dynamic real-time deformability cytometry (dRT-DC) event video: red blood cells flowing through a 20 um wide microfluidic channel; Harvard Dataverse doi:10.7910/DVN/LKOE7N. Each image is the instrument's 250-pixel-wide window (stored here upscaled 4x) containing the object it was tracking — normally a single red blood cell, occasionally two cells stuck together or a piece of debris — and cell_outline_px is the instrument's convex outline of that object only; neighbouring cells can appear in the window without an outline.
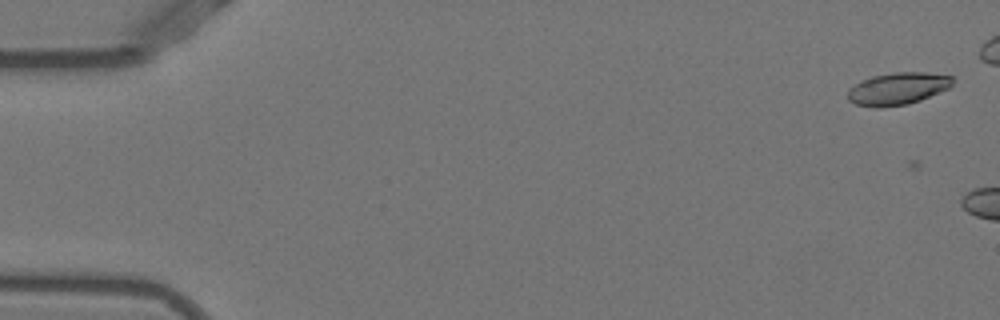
{"species": "Egyptian fruit bat (a non-hibernating species)", "species_latin": "Rousettus aegyptiacus", "temperature_condition": "warm", "stored_images_in_passage": 8, "camera_frame_rate_fps": 3000, "um_per_image_px": 0.085, "animal": {"sex": "female"}, "frame": {"image": 1, "passage_image": 4, "time_ms": 1.0, "image_size_px": [1000, 320], "cell_outline_px": [[952, 84], [948, 88], [940, 92], [920, 100], [908, 104], [880, 108], [876, 108], [856, 104], [848, 100], [848, 88], [860, 80], [872, 76], [896, 72], [924, 72], [952, 76]], "centroid_in_image_um": [76.26, 7.54], "position_along_channel_um": 8.7, "area_um2": 19.77}}